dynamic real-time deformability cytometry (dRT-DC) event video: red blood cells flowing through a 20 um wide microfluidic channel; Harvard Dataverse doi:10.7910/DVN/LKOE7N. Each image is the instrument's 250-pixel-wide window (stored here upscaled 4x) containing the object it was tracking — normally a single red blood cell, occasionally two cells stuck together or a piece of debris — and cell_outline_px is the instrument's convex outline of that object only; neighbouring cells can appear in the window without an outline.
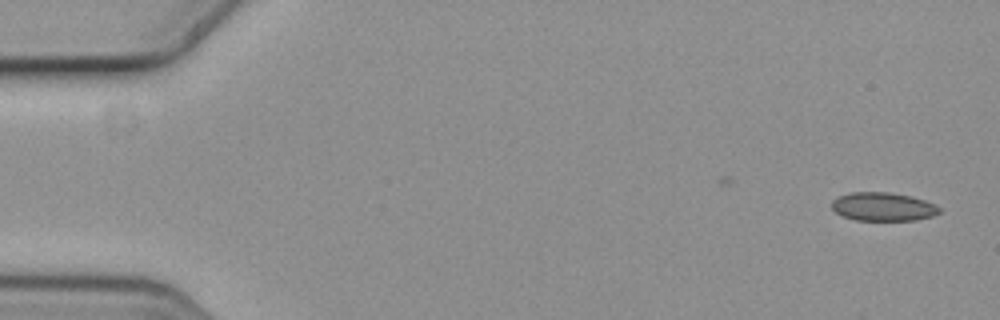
{"species": "common noctule bat (a hibernating species)", "species_latin": "Nyctalus noctula", "temperature_condition": "cold", "stored_images_in_passage": 5, "segment_of_instrument_passage": [1, 2], "camera_frame_rate_fps": 3000, "um_per_image_px": 0.085, "animal": {"sex": "female", "body_mass_g": 19.3, "forearm_length_mm": 54.1}, "frame": {"image": 1, "passage_image": 1, "time_ms": 0.0, "image_size_px": [1000, 320], "cell_outline_px": [[940, 212], [932, 216], [916, 220], [856, 220], [844, 216], [836, 212], [832, 208], [832, 200], [840, 196], [852, 192], [888, 192], [912, 196], [936, 204], [940, 208]], "centroid_in_image_um": [75.08, 17.56], "position_along_channel_um": 9.9, "area_um2": 17.8}}